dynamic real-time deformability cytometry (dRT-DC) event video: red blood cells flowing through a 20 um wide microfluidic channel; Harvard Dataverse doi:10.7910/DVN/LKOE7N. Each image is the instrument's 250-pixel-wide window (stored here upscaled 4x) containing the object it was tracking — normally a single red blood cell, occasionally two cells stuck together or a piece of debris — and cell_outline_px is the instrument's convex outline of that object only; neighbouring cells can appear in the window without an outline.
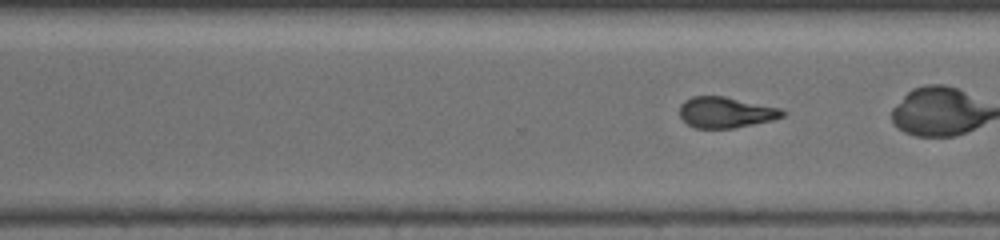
{"species": "common noctule bat (a hibernating species)", "species_latin": "Nyctalus noctula", "temperature_condition": "warm", "stored_images_in_passage": 55, "camera_frame_rate_fps": 3000, "um_per_image_px": 0.085, "animal": {"sex": "female", "body_mass_g": 19.5, "forearm_length_mm": 54.1}, "frame": {"image": 1, "passage_image": 47, "time_ms": 15.333, "image_size_px": [1000, 240], "cell_outline_px": [[784, 116], [772, 120], [732, 128], [696, 128], [688, 124], [680, 116], [680, 104], [684, 100], [692, 96], [724, 96], [780, 108], [784, 112]], "centroid_in_image_um": [61.66, 9.54], "position_along_channel_um": 308.9, "area_um2": 18.32}}